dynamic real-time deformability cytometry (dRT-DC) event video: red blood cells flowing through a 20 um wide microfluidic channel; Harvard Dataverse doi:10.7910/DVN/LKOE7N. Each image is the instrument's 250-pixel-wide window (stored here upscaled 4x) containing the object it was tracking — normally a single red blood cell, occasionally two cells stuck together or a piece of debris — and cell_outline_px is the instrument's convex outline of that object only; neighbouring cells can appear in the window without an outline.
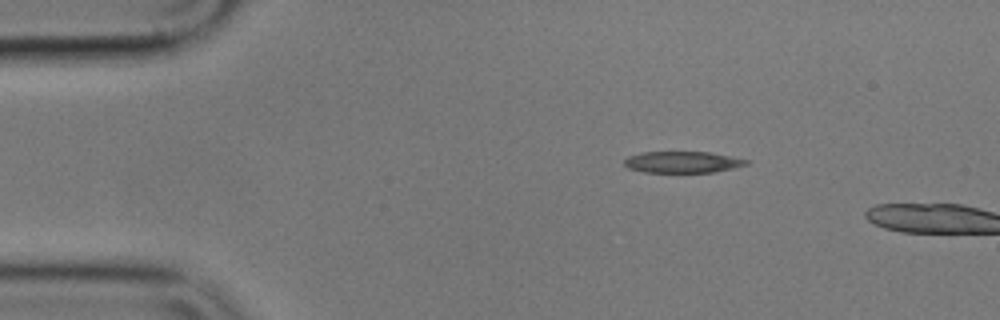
{"species": "common noctule bat (a hibernating species)", "species_latin": "Nyctalus noctula", "temperature_condition": "cold", "stored_images_in_passage": 3, "camera_frame_rate_fps": 3000, "um_per_image_px": 0.085, "animal": {"sex": "male", "body_mass_g": 17.9}, "frame": {"image": 1, "passage_image": 1, "time_ms": 0.0, "image_size_px": [1000, 320], "cell_outline_px": [[748, 164], [732, 168], [712, 172], [644, 172], [628, 168], [624, 164], [624, 160], [628, 156], [640, 152], [708, 152], [748, 160]], "centroid_in_image_um": [57.95, 13.77], "position_along_channel_um": 27.0, "area_um2": 15.03}}